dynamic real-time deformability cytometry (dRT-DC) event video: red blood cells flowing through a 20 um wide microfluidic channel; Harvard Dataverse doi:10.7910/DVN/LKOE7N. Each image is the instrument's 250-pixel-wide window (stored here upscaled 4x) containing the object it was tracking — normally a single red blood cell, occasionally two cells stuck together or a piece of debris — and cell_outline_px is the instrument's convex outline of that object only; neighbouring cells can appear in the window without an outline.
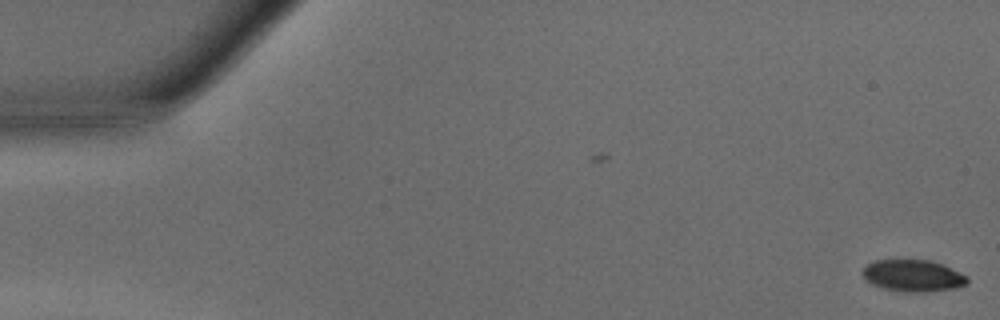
{"species": "common noctule bat (a hibernating species)", "species_latin": "Nyctalus noctula", "temperature_condition": "warm", "stored_images_in_passage": 38, "camera_frame_rate_fps": 3000, "um_per_image_px": 0.085, "animal": {"sex": "male", "body_mass_g": 15.6}, "frame": {"image": 1, "passage_image": 1, "time_ms": 0.0, "image_size_px": [1000, 320], "cell_outline_px": [[968, 280], [964, 284], [956, 288], [924, 292], [908, 292], [884, 288], [872, 284], [864, 280], [860, 272], [868, 264], [876, 260], [928, 260], [940, 264], [968, 276]], "centroid_in_image_um": [77.56, 23.44], "position_along_channel_um": 7.4, "area_um2": 19.19}}
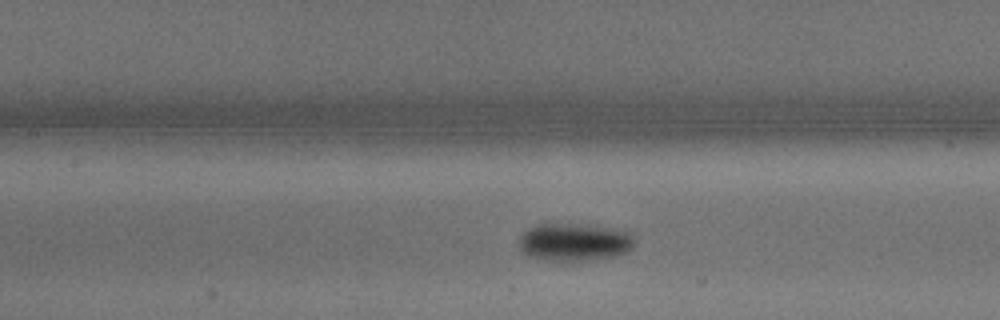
{"frame": {"image": 2, "passage_image": 22, "time_ms": 7.0, "image_size_px": [1000, 320], "cell_outline_px": [[636, 244], [628, 252], [616, 256], [588, 260], [536, 260], [528, 256], [520, 248], [520, 236], [528, 228], [536, 224], [576, 224], [632, 232], [636, 240]], "centroid_in_image_um": [48.84, 20.59], "position_along_channel_um": 158.6, "area_um2": 25.43}}
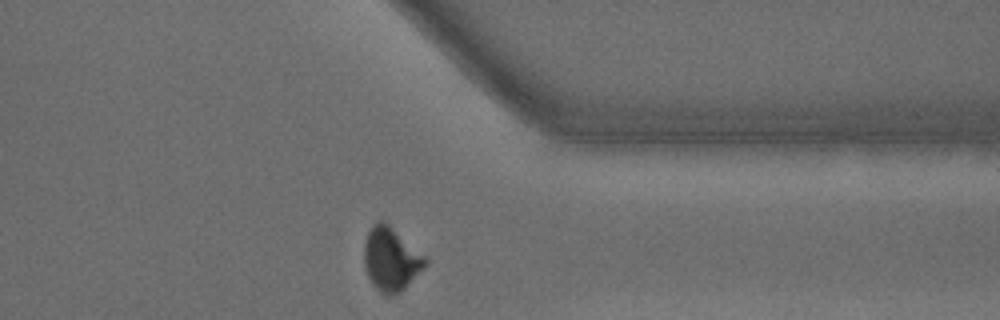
{"frame": {"image": 3, "passage_image": 38, "time_ms": 12.333, "image_size_px": [1000, 320], "cell_outline_px": [[428, 264], [400, 292], [392, 296], [388, 296], [380, 292], [372, 284], [368, 276], [364, 264], [364, 240], [372, 224], [380, 220], [384, 220], [424, 256], [428, 260]], "centroid_in_image_um": [33.21, 22.03], "position_along_channel_um": 378.2, "area_um2": 22.48}, "authors_computed_cell_mechanics": {"area_um2": 23.0044, "velocity_mm_per_s": 4.2262, "shape_relaxation_time_tau1_ms": 1.8057, "shape_relaxation_time_tau2_ms": null, "deformation_change_tau1": 0.1094, "deformation_change_tau2": null}}